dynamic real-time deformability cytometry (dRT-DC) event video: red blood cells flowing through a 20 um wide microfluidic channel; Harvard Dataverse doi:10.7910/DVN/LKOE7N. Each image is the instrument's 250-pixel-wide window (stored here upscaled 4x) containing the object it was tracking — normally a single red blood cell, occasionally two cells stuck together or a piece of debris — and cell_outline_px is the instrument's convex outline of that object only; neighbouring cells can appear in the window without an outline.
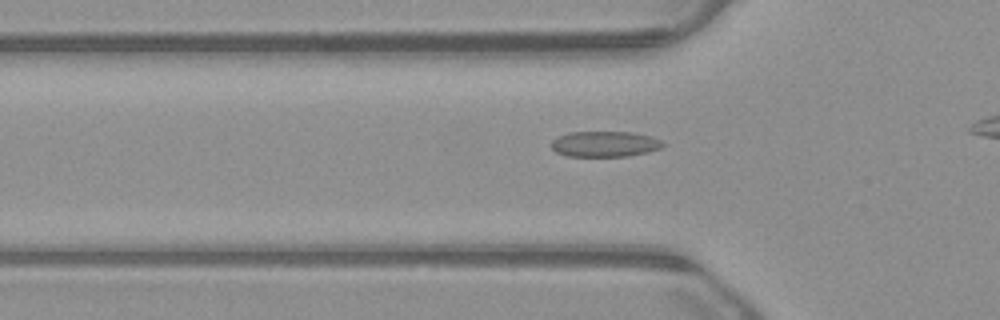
{"species": "common noctule bat (a hibernating species)", "species_latin": "Nyctalus noctula", "temperature_condition": "warm", "stored_images_in_passage": 36, "camera_frame_rate_fps": 3000, "um_per_image_px": 0.085, "animal": {"sex": "male", "body_mass_g": 23.1, "forearm_length_mm": 52.7}, "frame": {"image": 1, "passage_image": 10, "time_ms": 3.0, "image_size_px": [1000, 320], "cell_outline_px": [[664, 144], [660, 148], [648, 152], [628, 156], [568, 156], [556, 152], [552, 148], [552, 140], [568, 132], [632, 132], [652, 136], [660, 140]], "centroid_in_image_um": [51.42, 12.24], "position_along_channel_um": 74.4, "area_um2": 16.59}}
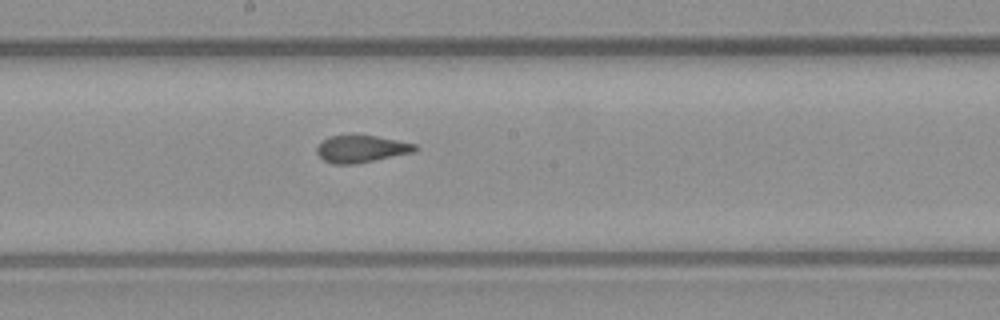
{"frame": {"image": 2, "passage_image": 21, "time_ms": 6.667, "image_size_px": [1000, 320], "cell_outline_px": [[420, 148], [416, 152], [356, 164], [332, 164], [324, 160], [316, 152], [316, 148], [328, 136], [376, 136], [416, 144]], "centroid_in_image_um": [30.76, 12.67], "position_along_channel_um": 217.4, "area_um2": 15.49}}
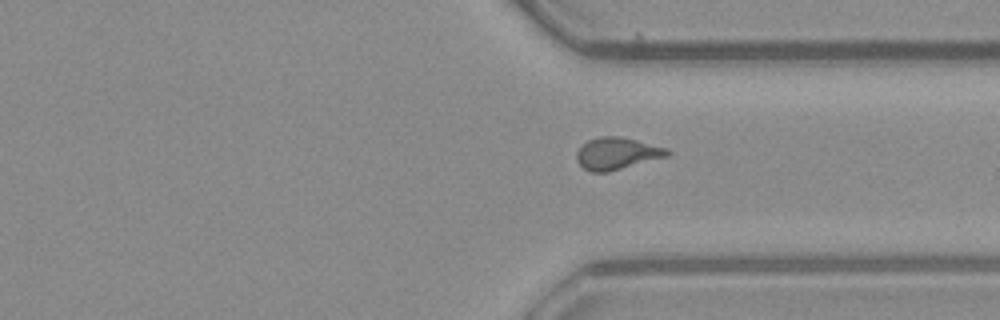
{"frame": {"image": 3, "passage_image": 32, "time_ms": 10.333, "image_size_px": [1000, 320], "cell_outline_px": [[672, 152], [668, 156], [608, 172], [592, 172], [584, 168], [576, 160], [576, 152], [588, 140], [600, 136], [620, 136], [668, 148]], "centroid_in_image_um": [52.46, 13.04], "position_along_channel_um": 358.9, "area_um2": 16.88}}